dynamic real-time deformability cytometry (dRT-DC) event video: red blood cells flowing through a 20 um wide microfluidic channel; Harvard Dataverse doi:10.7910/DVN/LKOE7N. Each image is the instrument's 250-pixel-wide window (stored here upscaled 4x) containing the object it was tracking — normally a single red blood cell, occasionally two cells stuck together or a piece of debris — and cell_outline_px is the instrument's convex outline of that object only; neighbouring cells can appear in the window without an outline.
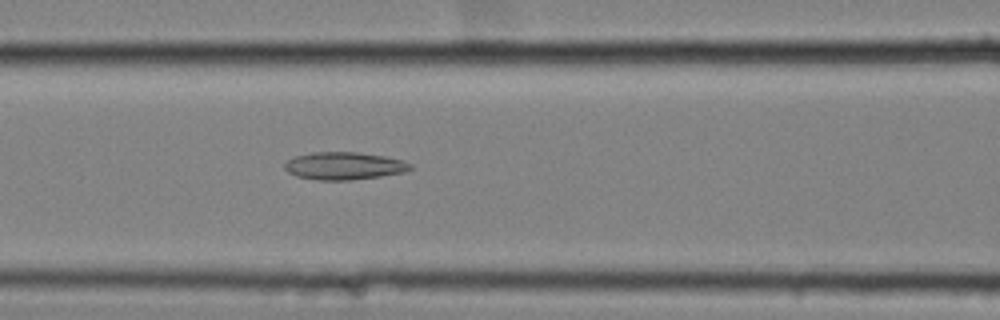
{"species": "common noctule bat (a hibernating species)", "species_latin": "Nyctalus noctula", "temperature_condition": "cold", "stored_images_in_passage": 59, "camera_frame_rate_fps": 3000, "um_per_image_px": 0.085, "animal": {"sex": "female", "body_mass_g": 25.1}, "frame": {"image": 1, "passage_image": 27, "time_ms": 8.667, "image_size_px": [1000, 320], "cell_outline_px": [[412, 168], [404, 172], [380, 176], [352, 180], [316, 180], [296, 176], [288, 172], [284, 168], [284, 164], [292, 156], [312, 152], [356, 152], [384, 156], [404, 160], [412, 164]], "centroid_in_image_um": [29.23, 14.09], "position_along_channel_um": 137.4, "area_um2": 20.35}}
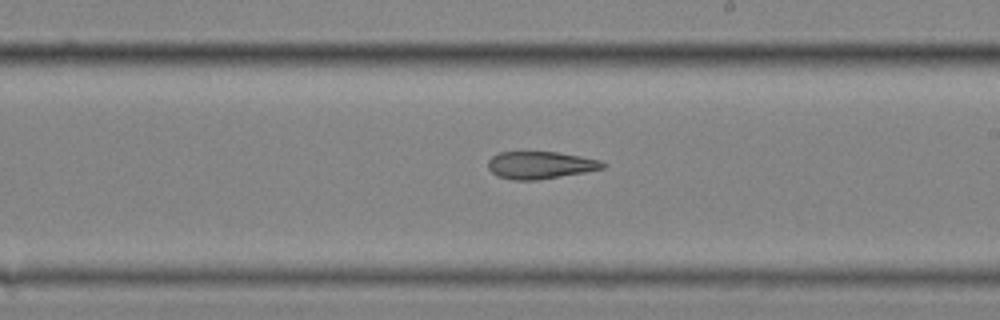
{"frame": {"image": 2, "passage_image": 36, "time_ms": 11.667, "image_size_px": [1000, 320], "cell_outline_px": [[608, 164], [604, 168], [584, 172], [536, 180], [512, 180], [496, 176], [488, 168], [488, 160], [492, 156], [500, 152], [556, 152], [580, 156], [600, 160]], "centroid_in_image_um": [45.91, 14.03], "position_along_channel_um": 243.1, "area_um2": 18.26}}
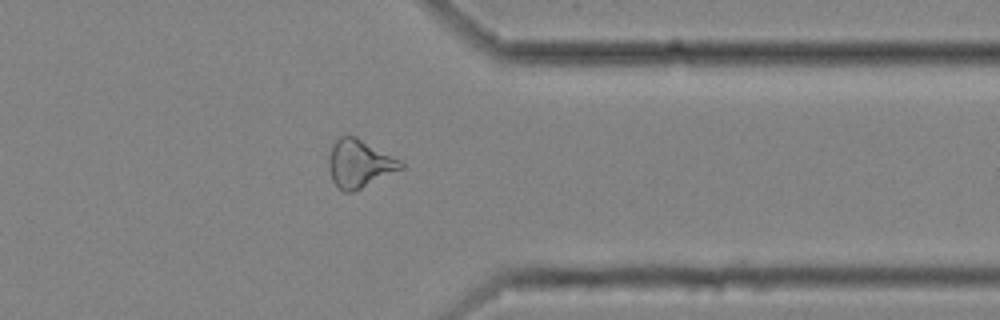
{"frame": {"image": 3, "passage_image": 48, "time_ms": 15.667, "image_size_px": [1000, 320], "cell_outline_px": [[404, 168], [352, 192], [344, 192], [332, 180], [328, 168], [328, 156], [332, 144], [340, 136], [356, 136], [400, 160], [404, 164]], "centroid_in_image_um": [30.52, 13.89], "position_along_channel_um": 380.9, "area_um2": 20.0}, "authors_computed_cell_mechanics": {"area_um2": 21.7328, "velocity_mm_per_s": 3.5362, "shape_relaxation_time_tau1_ms": null, "shape_relaxation_time_tau2_ms": 6.6545, "deformation_change_tau1": null, "deformation_change_tau2": 0.1811}}